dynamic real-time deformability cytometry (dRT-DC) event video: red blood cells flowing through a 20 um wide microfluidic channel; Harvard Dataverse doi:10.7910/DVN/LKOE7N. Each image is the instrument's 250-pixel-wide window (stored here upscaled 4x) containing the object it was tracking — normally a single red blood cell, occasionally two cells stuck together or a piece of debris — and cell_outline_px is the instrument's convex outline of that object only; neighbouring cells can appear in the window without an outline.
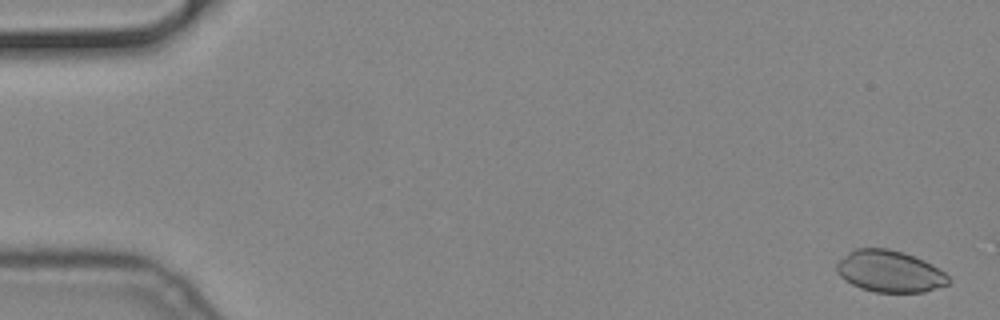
{"species": "common noctule bat (a hibernating species)", "species_latin": "Nyctalus noctula", "temperature_condition": "cold", "stored_images_in_passage": 29, "camera_frame_rate_fps": 3000, "um_per_image_px": 0.085, "animal": {"sex": "male", "body_mass_g": 19.2, "forearm_length_mm": 51.8}, "frame": {"image": 1, "passage_image": 2, "time_ms": 0.333, "image_size_px": [1000, 320], "cell_outline_px": [[952, 280], [948, 284], [924, 292], [876, 292], [860, 288], [844, 280], [836, 272], [836, 264], [848, 252], [856, 248], [888, 248], [924, 260], [932, 264], [944, 272]], "centroid_in_image_um": [75.61, 23.07], "position_along_channel_um": 9.4, "area_um2": 27.11}}
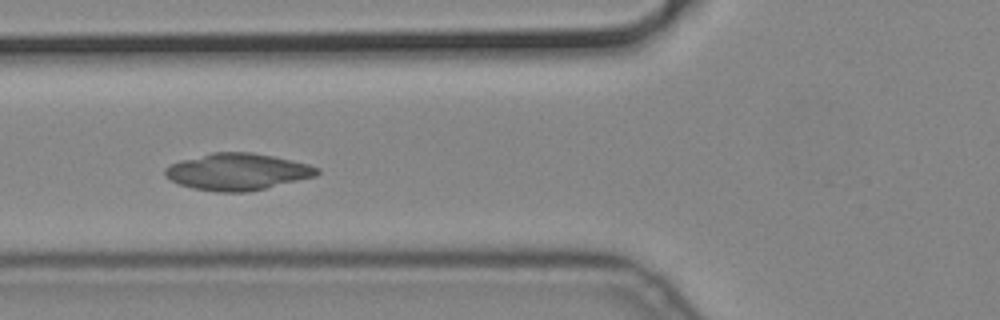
{"frame": {"image": 2, "passage_image": 22, "time_ms": 7.0, "image_size_px": [1000, 320], "cell_outline_px": [[320, 172], [316, 176], [248, 192], [216, 192], [192, 188], [180, 184], [164, 176], [164, 168], [180, 160], [212, 152], [252, 152], [272, 156], [308, 164], [320, 168]], "centroid_in_image_um": [20.17, 14.6], "position_along_channel_um": 105.6, "area_um2": 32.48}}
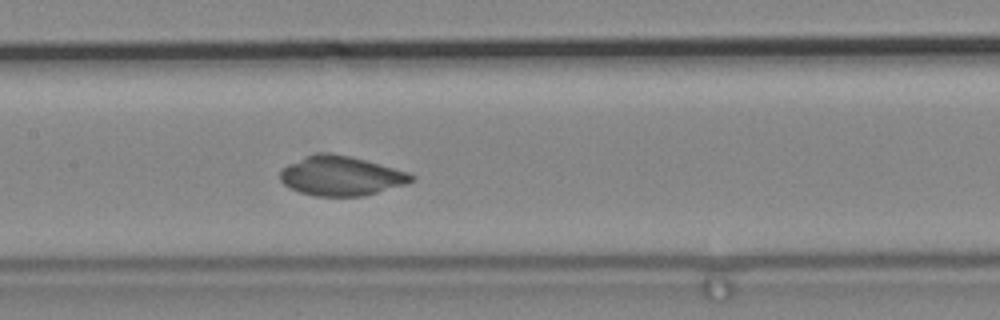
{"frame": {"image": 3, "passage_image": 28, "time_ms": 9.0, "image_size_px": [1000, 320], "cell_outline_px": [[416, 180], [404, 184], [364, 196], [316, 196], [300, 192], [288, 188], [280, 180], [280, 172], [288, 164], [316, 152], [328, 152], [348, 156], [364, 160], [408, 172], [416, 176]], "centroid_in_image_um": [28.97, 14.95], "position_along_channel_um": 178.4, "area_um2": 30.0}}